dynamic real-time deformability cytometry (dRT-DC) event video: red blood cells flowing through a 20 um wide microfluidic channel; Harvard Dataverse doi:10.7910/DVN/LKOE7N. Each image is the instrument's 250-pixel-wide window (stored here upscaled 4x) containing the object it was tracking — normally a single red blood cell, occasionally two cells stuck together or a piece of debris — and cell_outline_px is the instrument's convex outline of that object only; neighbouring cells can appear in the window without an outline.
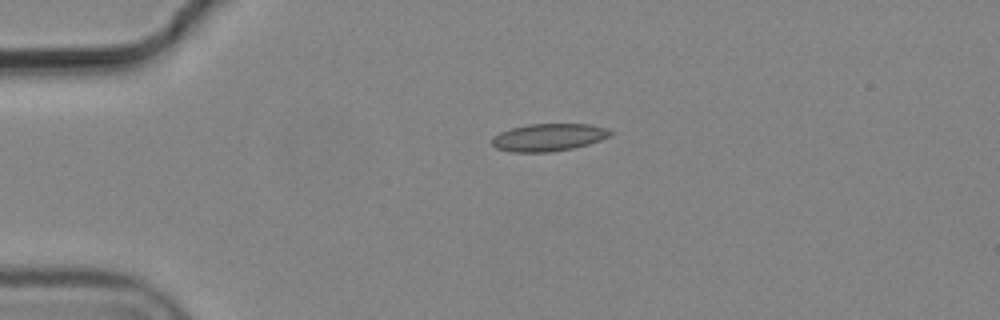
{"species": "common noctule bat (a hibernating species)", "species_latin": "Nyctalus noctula", "temperature_condition": "cold", "stored_images_in_passage": 3, "camera_frame_rate_fps": 3000, "um_per_image_px": 0.085, "animal": {"sex": "male", "body_mass_g": 19.2, "forearm_length_mm": 51.8}, "frame": {"image": 1, "passage_image": 2, "time_ms": 0.333, "image_size_px": [1000, 320], "cell_outline_px": [[612, 132], [608, 136], [600, 140], [588, 144], [572, 148], [548, 152], [512, 152], [496, 148], [492, 144], [492, 136], [500, 132], [512, 128], [528, 124], [588, 124], [608, 128]], "centroid_in_image_um": [46.6, 11.67], "position_along_channel_um": 38.4, "area_um2": 18.84}}
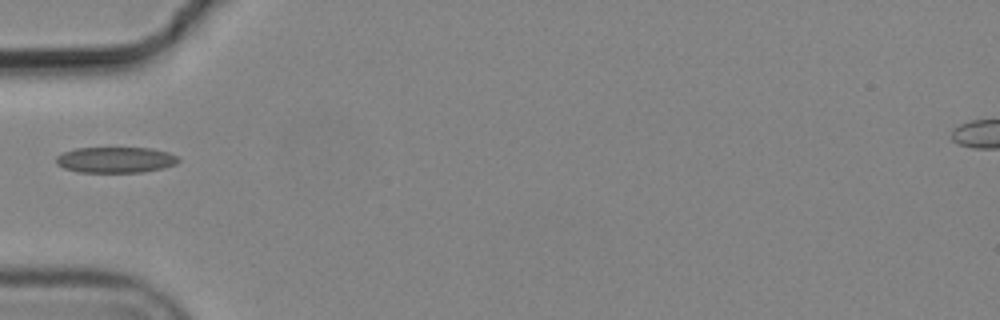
{"frame": {"image": 2, "passage_image": 3, "time_ms": 0.667, "image_size_px": [1000, 320], "cell_outline_px": [[180, 160], [176, 164], [164, 168], [144, 172], [80, 172], [64, 168], [56, 164], [56, 156], [64, 152], [76, 148], [152, 148], [168, 152], [176, 156]], "centroid_in_image_um": [9.84, 13.59], "position_along_channel_um": 75.2, "area_um2": 18.44}}